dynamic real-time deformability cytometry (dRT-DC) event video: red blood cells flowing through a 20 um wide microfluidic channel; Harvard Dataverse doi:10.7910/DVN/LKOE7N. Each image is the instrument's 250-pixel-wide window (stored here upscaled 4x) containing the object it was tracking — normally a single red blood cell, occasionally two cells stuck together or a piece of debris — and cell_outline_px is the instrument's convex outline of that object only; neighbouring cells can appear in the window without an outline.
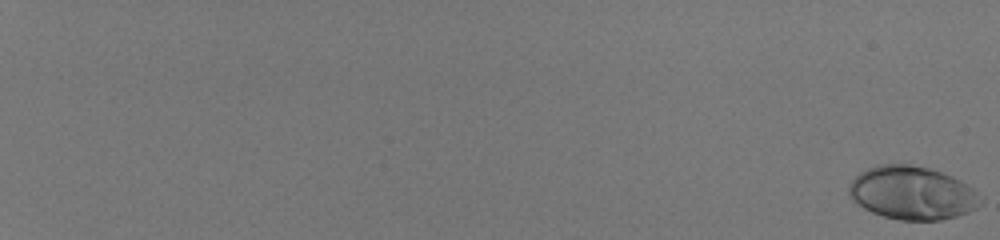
{"species": "human", "species_latin": "Homo sapiens", "temperature_condition": "room temperature", "stored_images_in_passage": 57, "camera_frame_rate_fps": 3000, "um_per_image_px": 0.085, "donor": {"sex": "male"}, "frame": {"image": 1, "passage_image": 1, "time_ms": 0.0, "image_size_px": [1000, 240], "cell_outline_px": [[984, 200], [976, 208], [968, 212], [956, 216], [940, 220], [900, 220], [884, 216], [872, 212], [864, 208], [852, 200], [848, 192], [848, 184], [860, 172], [868, 168], [880, 164], [908, 164], [928, 168], [952, 176], [968, 184], [984, 196]], "centroid_in_image_um": [77.56, 16.4], "position_along_channel_um": 7.4, "area_um2": 41.1}}
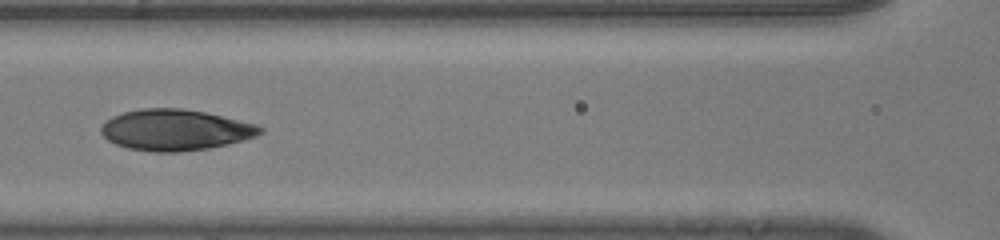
{"frame": {"image": 2, "passage_image": 33, "time_ms": 10.667, "image_size_px": [1000, 240], "cell_outline_px": [[264, 132], [256, 136], [228, 144], [208, 148], [180, 152], [152, 152], [128, 148], [116, 144], [108, 140], [100, 132], [100, 128], [112, 116], [124, 112], [140, 108], [180, 108], [204, 112], [256, 124], [264, 128]], "centroid_in_image_um": [14.9, 11.05], "position_along_channel_um": 151.7, "area_um2": 37.92}}
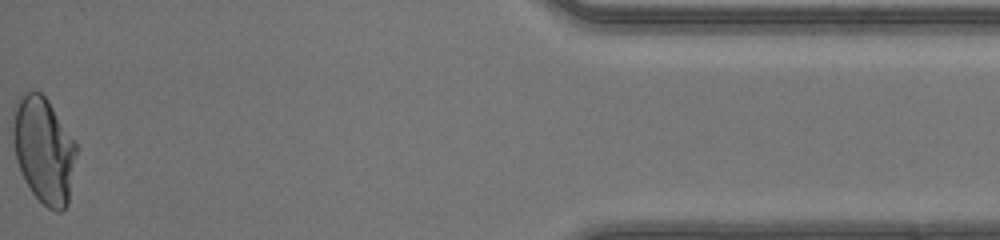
{"frame": {"image": 3, "passage_image": 57, "time_ms": 18.667, "image_size_px": [1000, 240], "cell_outline_px": [[76, 152], [68, 204], [60, 212], [56, 212], [48, 208], [32, 192], [24, 180], [16, 160], [12, 140], [12, 108], [16, 100], [24, 92], [40, 92], [48, 100], [76, 140]], "centroid_in_image_um": [3.69, 12.72], "position_along_channel_um": 431.5, "area_um2": 39.59}, "authors_computed_cell_mechanics": {"area_um2": 37.6856, "velocity_mm_per_s": 4.2017, "shape_relaxation_time_tau1_ms": 5.656, "shape_relaxation_time_tau2_ms": null, "deformation_change_tau1": 0.2217, "deformation_change_tau2": null}}